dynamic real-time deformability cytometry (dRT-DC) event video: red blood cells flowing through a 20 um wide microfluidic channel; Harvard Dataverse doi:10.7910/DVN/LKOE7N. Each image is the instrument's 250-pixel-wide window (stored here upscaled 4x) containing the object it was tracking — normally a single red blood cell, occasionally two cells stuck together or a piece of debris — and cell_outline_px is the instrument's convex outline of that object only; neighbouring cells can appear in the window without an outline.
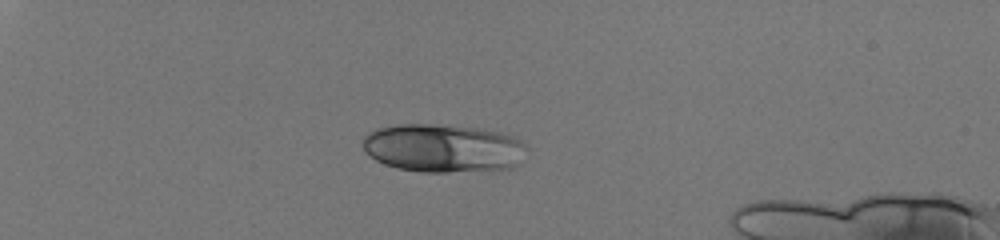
{"species": "human", "species_latin": "Homo sapiens", "temperature_condition": "room temperature", "stored_images_in_passage": 38, "camera_frame_rate_fps": 3000, "um_per_image_px": 0.085, "donor": {"sex": "male"}, "frame": {"image": 1, "passage_image": 1, "time_ms": 0.0, "image_size_px": [1000, 240], "cell_outline_px": [[528, 148], [520, 164], [512, 168], [444, 172], [420, 172], [396, 168], [384, 164], [376, 160], [364, 152], [360, 144], [364, 136], [368, 132], [376, 128], [400, 124], [432, 124], [476, 128], [500, 132], [512, 136], [520, 140]], "centroid_in_image_um": [37.63, 12.59], "position_along_channel_um": 47.4, "area_um2": 46.53}}
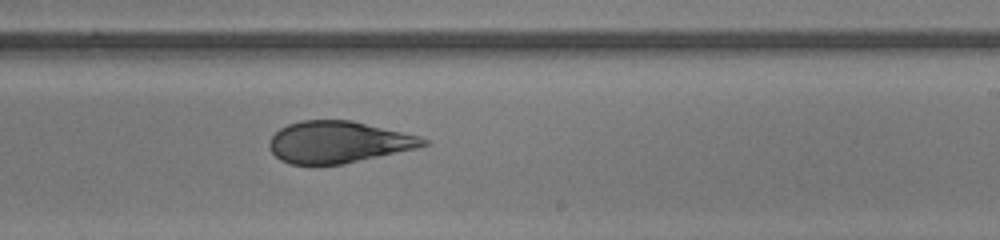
{"frame": {"image": 2, "passage_image": 22, "time_ms": 7.0, "image_size_px": [1000, 240], "cell_outline_px": [[428, 144], [416, 148], [344, 164], [288, 164], [280, 160], [272, 152], [268, 144], [272, 136], [280, 128], [288, 124], [300, 120], [352, 120], [420, 136], [428, 140]], "centroid_in_image_um": [28.74, 12.07], "position_along_channel_um": 260.3, "area_um2": 37.34}}
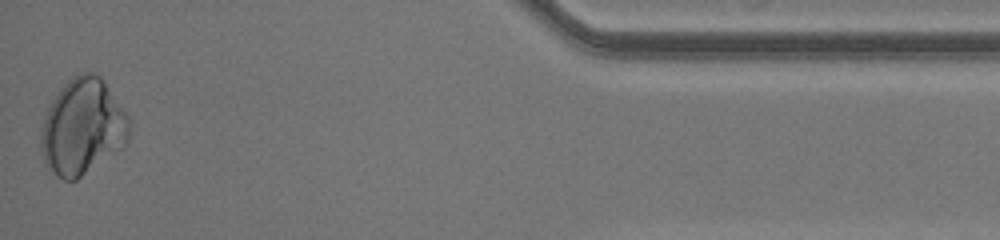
{"frame": {"image": 3, "passage_image": 38, "time_ms": 12.333, "image_size_px": [1000, 240], "cell_outline_px": [[128, 140], [124, 144], [76, 180], [64, 180], [44, 160], [40, 148], [40, 140], [44, 120], [48, 104], [60, 88], [72, 76], [80, 72], [92, 72], [100, 76], [104, 80], [128, 116]], "centroid_in_image_um": [7.0, 10.72], "position_along_channel_um": 428.2, "area_um2": 48.44}, "authors_computed_cell_mechanics": {"area_um2": 40.8357, "velocity_mm_per_s": 4.075, "shape_relaxation_time_tau1_ms": 2.9183, "shape_relaxation_time_tau2_ms": null, "deformation_change_tau1": 0.1109, "deformation_change_tau2": null}}